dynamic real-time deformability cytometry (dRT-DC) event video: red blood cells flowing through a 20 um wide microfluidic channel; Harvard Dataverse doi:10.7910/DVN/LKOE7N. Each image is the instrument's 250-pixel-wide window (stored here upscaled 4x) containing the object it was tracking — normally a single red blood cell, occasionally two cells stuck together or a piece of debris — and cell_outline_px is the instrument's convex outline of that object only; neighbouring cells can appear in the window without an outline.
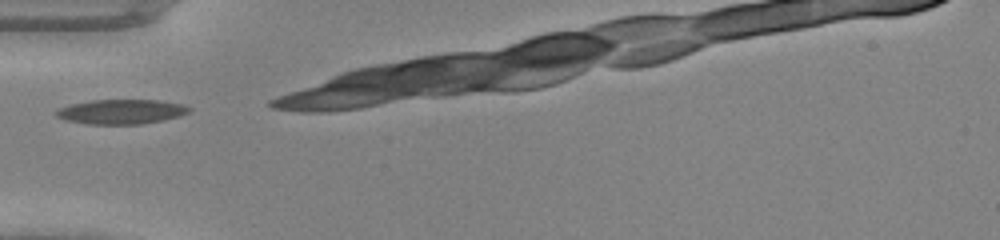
{"species": "common noctule bat (a hibernating species)", "species_latin": "Nyctalus noctula", "temperature_condition": "warm", "stored_images_in_passage": 6, "camera_frame_rate_fps": 3000, "um_per_image_px": 0.085, "animal": {"sex": "male", "body_mass_g": 20.0, "forearm_length_mm": 53.3}, "frame": {"image": 1, "passage_image": 1, "time_ms": 0.0, "image_size_px": [1000, 240], "cell_outline_px": [[192, 108], [188, 112], [180, 116], [164, 120], [140, 124], [84, 124], [64, 120], [56, 116], [56, 112], [60, 108], [68, 104], [92, 100], [156, 100], [184, 104]], "centroid_in_image_um": [10.3, 9.49], "position_along_channel_um": 74.7, "area_um2": 19.19}}
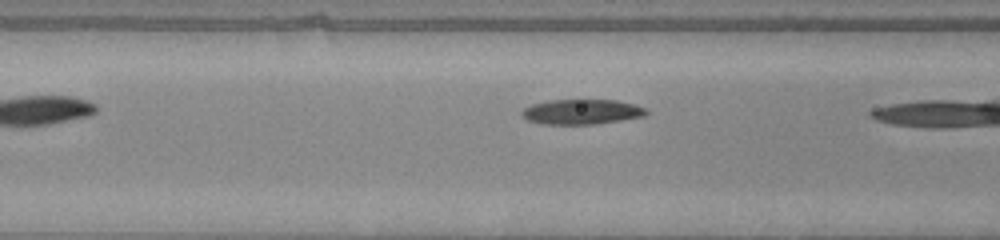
{"frame": {"image": 2, "passage_image": 4, "time_ms": 1.0, "image_size_px": [1000, 240], "cell_outline_px": [[648, 112], [644, 116], [596, 124], [540, 124], [528, 120], [520, 112], [524, 108], [532, 104], [548, 100], [616, 100], [636, 104], [648, 108]], "centroid_in_image_um": [49.47, 9.5], "position_along_channel_um": 117.1, "area_um2": 18.21}}